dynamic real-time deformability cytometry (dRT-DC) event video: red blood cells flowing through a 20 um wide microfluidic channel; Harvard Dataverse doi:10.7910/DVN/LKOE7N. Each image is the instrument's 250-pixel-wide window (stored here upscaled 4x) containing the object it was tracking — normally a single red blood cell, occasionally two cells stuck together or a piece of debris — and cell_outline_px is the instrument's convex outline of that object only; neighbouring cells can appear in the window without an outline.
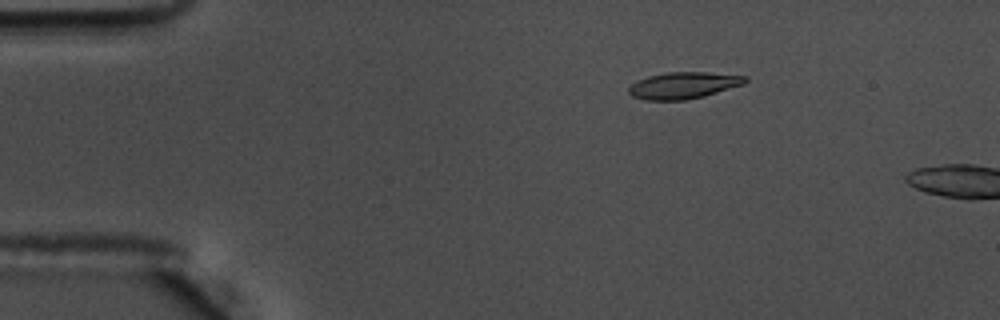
{"species": "common noctule bat (a hibernating species)", "species_latin": "Nyctalus noctula", "temperature_condition": "warm", "stored_images_in_passage": 14, "camera_frame_rate_fps": 3000, "um_per_image_px": 0.085, "animal": {"sex": "male", "body_mass_g": 17.5, "forearm_length_mm": 52.3}, "frame": {"image": 1, "passage_image": 10, "time_ms": 3.0, "image_size_px": [1000, 320], "cell_outline_px": [[748, 80], [744, 84], [704, 96], [684, 100], [644, 100], [632, 96], [628, 92], [628, 88], [632, 84], [648, 76], [668, 72], [708, 72], [748, 76]], "centroid_in_image_um": [58.11, 7.25], "position_along_channel_um": 26.9, "area_um2": 18.03}}